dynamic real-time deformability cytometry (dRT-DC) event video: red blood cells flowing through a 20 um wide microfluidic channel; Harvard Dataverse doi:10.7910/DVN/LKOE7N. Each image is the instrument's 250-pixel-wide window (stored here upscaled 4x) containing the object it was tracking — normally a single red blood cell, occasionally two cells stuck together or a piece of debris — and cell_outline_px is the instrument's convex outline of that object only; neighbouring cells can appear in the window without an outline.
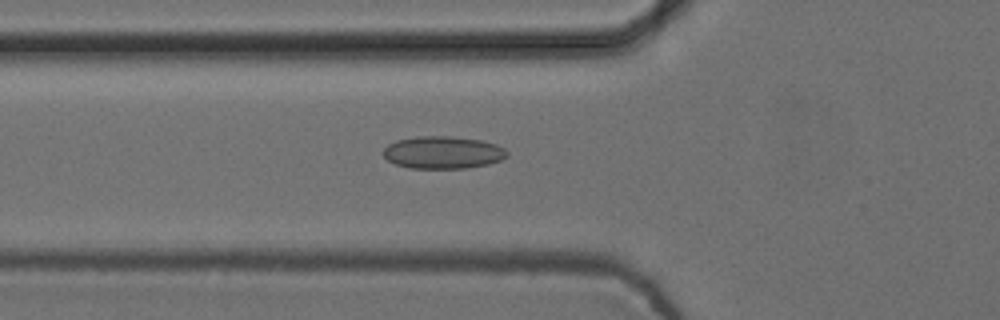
{"species": "common noctule bat (a hibernating species)", "species_latin": "Nyctalus noctula", "temperature_condition": "cold", "stored_images_in_passage": 55, "camera_frame_rate_fps": 3000, "um_per_image_px": 0.085, "animal": {"sex": "female", "body_mass_g": 24.6, "forearm_length_mm": 56.2}, "frame": {"image": 1, "passage_image": 20, "time_ms": 6.333, "image_size_px": [1000, 320], "cell_outline_px": [[508, 156], [500, 160], [488, 164], [468, 168], [408, 168], [396, 164], [388, 160], [384, 156], [384, 148], [388, 144], [396, 140], [420, 136], [452, 136], [480, 140], [496, 144], [504, 148], [508, 152]], "centroid_in_image_um": [37.66, 12.96], "position_along_channel_um": 88.1, "area_um2": 23.41}}
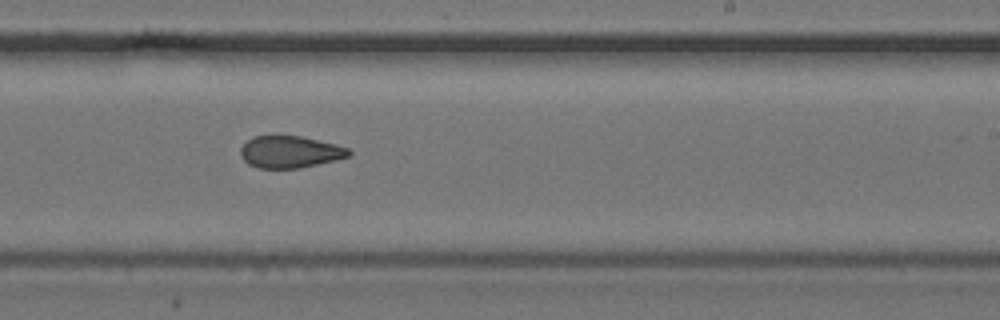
{"frame": {"image": 2, "passage_image": 34, "time_ms": 11.0, "image_size_px": [1000, 320], "cell_outline_px": [[352, 156], [336, 160], [300, 168], [256, 168], [248, 164], [240, 156], [240, 148], [252, 136], [300, 136], [336, 144], [348, 148], [352, 152]], "centroid_in_image_um": [24.66, 12.92], "position_along_channel_um": 264.3, "area_um2": 20.29}}
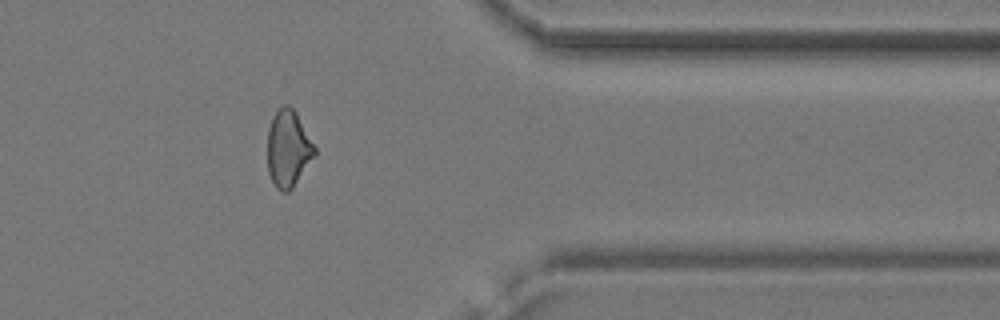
{"frame": {"image": 3, "passage_image": 45, "time_ms": 14.667, "image_size_px": [1000, 320], "cell_outline_px": [[316, 156], [292, 188], [288, 192], [284, 192], [276, 188], [268, 172], [268, 128], [272, 116], [276, 108], [284, 104], [288, 104], [296, 112], [316, 148]], "centroid_in_image_um": [24.5, 12.61], "position_along_channel_um": 386.9, "area_um2": 21.33}, "authors_computed_cell_mechanics": {"area_um2": 21.7906, "velocity_mm_per_s": 3.7595, "shape_relaxation_time_tau1_ms": null, "shape_relaxation_time_tau2_ms": 2.6578, "deformation_change_tau1": null, "deformation_change_tau2": 0.0954}}